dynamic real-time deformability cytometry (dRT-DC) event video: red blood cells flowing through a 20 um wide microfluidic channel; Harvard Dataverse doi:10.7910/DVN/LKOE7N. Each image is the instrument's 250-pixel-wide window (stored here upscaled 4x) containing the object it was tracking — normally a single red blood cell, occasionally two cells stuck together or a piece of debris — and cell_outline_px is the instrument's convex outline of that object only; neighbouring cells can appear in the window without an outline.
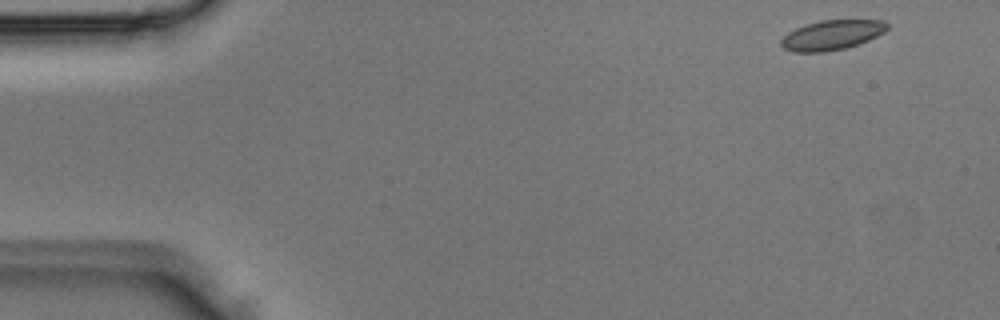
{"species": "Egyptian fruit bat (a non-hibernating species)", "species_latin": "Rousettus aegyptiacus", "temperature_condition": "room temperature", "stored_images_in_passage": 3, "camera_frame_rate_fps": 3000, "um_per_image_px": 0.085, "animal": {"sex": "male"}, "frame": {"image": 1, "passage_image": 1, "time_ms": 0.0, "image_size_px": [1000, 320], "cell_outline_px": [[888, 28], [884, 32], [868, 40], [844, 48], [824, 52], [792, 52], [784, 48], [780, 44], [780, 40], [788, 32], [804, 24], [820, 20], [884, 20], [888, 24]], "centroid_in_image_um": [70.68, 2.97], "position_along_channel_um": 14.3, "area_um2": 18.38}}
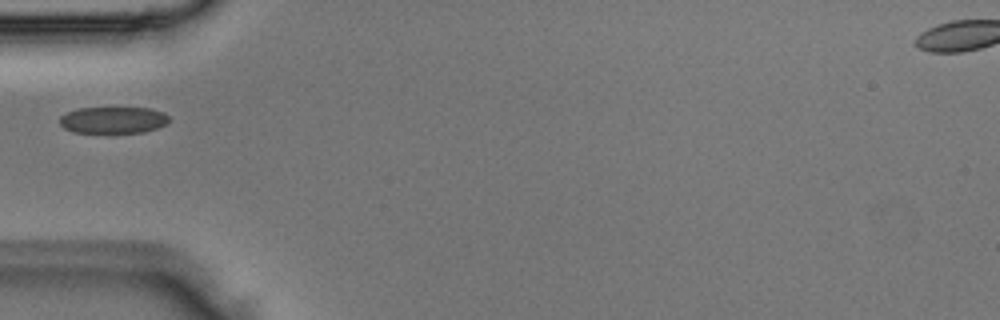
{"frame": {"image": 2, "passage_image": 3, "time_ms": 0.667, "image_size_px": [1000, 320], "cell_outline_px": [[168, 124], [144, 132], [72, 132], [64, 128], [60, 124], [60, 116], [76, 108], [152, 108], [164, 112], [168, 116]], "centroid_in_image_um": [9.63, 10.19], "position_along_channel_um": 75.4, "area_um2": 16.94}}